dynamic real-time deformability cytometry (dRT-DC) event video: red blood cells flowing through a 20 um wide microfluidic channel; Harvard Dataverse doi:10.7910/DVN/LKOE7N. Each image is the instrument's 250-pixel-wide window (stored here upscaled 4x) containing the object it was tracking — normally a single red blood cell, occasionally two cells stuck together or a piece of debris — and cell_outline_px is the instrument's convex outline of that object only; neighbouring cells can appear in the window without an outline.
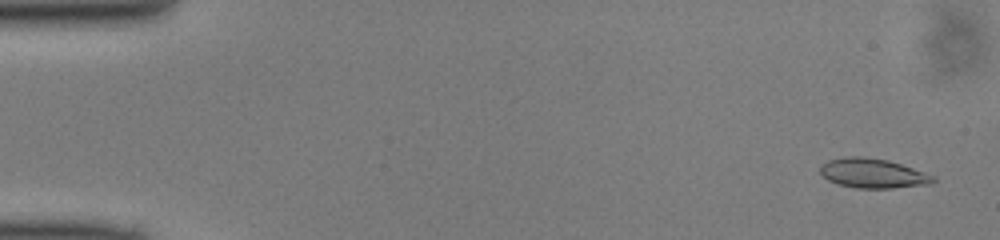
{"species": "common noctule bat (a hibernating species)", "species_latin": "Nyctalus noctula", "temperature_condition": "cold", "stored_images_in_passage": 46, "camera_frame_rate_fps": 3000, "um_per_image_px": 0.085, "animal": {"sex": "male", "body_mass_g": 13.0, "forearm_length_mm": 53.1}, "frame": {"image": 1, "passage_image": 2, "time_ms": 0.333, "image_size_px": [1000, 240], "cell_outline_px": [[936, 180], [932, 184], [892, 188], [856, 188], [836, 184], [828, 180], [820, 172], [820, 164], [828, 160], [844, 156], [864, 156], [888, 160], [936, 176]], "centroid_in_image_um": [74.18, 14.73], "position_along_channel_um": 10.8, "area_um2": 19.65}}
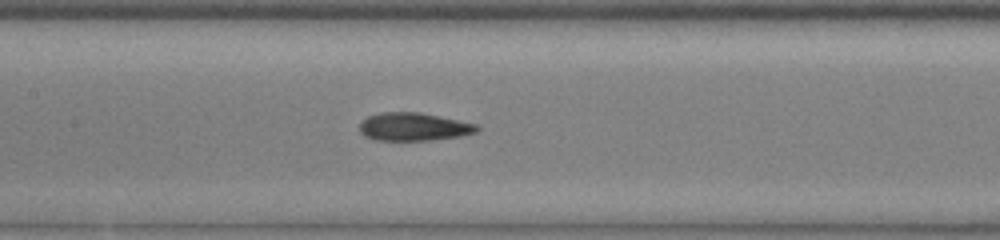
{"frame": {"image": 2, "passage_image": 23, "time_ms": 7.333, "image_size_px": [1000, 240], "cell_outline_px": [[480, 128], [476, 132], [460, 136], [432, 140], [372, 140], [364, 136], [360, 132], [360, 120], [368, 116], [380, 112], [416, 112], [476, 124]], "centroid_in_image_um": [35.09, 10.78], "position_along_channel_um": 172.3, "area_um2": 19.07}}
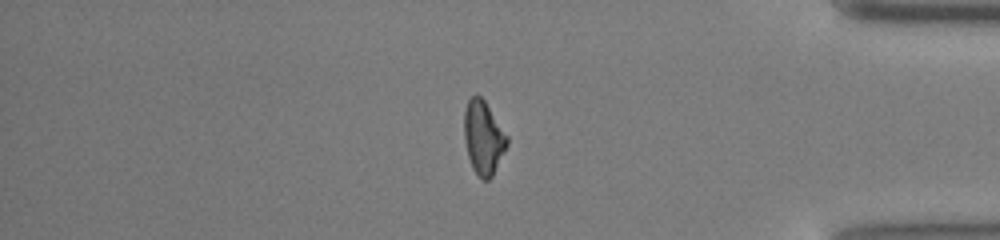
{"frame": {"image": 3, "passage_image": 41, "time_ms": 13.333, "image_size_px": [1000, 240], "cell_outline_px": [[508, 144], [492, 176], [488, 180], [480, 180], [472, 168], [468, 156], [464, 140], [464, 112], [468, 100], [472, 96], [480, 96], [484, 100], [508, 136]], "centroid_in_image_um": [41.08, 11.72], "position_along_channel_um": 394.1, "area_um2": 18.32}}